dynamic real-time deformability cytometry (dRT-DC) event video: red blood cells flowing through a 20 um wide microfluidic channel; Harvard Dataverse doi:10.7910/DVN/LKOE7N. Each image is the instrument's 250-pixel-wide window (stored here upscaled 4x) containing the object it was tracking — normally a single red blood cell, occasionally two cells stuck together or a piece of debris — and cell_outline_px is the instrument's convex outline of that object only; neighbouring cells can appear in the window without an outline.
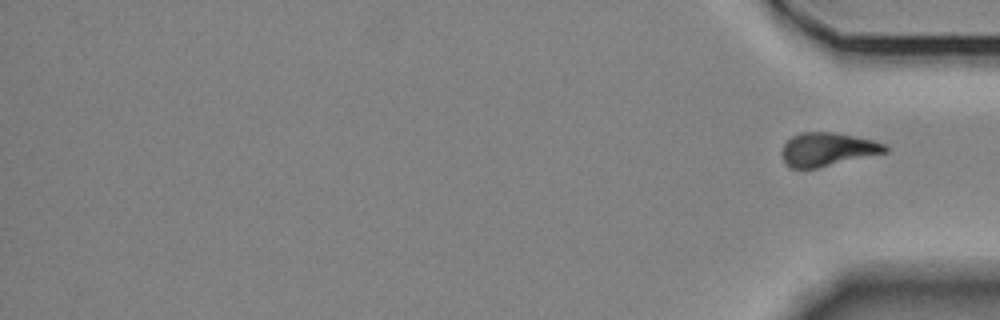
{"species": "Egyptian fruit bat (a non-hibernating species)", "species_latin": "Rousettus aegyptiacus", "temperature_condition": "room temperature", "stored_images_in_passage": 12, "segment_of_instrument_passage": [2, 2], "camera_frame_rate_fps": 3000, "um_per_image_px": 0.085, "animal": {"sex": "female"}, "frame": {"image": 1, "passage_image": 12, "time_ms": 14.0, "image_size_px": [1000, 320], "cell_outline_px": [[888, 152], [816, 168], [788, 168], [784, 164], [780, 152], [784, 144], [792, 136], [800, 132], [832, 132], [872, 140], [884, 144], [888, 148]], "centroid_in_image_um": [70.28, 12.7], "position_along_channel_um": 364.9, "area_um2": 20.11}}